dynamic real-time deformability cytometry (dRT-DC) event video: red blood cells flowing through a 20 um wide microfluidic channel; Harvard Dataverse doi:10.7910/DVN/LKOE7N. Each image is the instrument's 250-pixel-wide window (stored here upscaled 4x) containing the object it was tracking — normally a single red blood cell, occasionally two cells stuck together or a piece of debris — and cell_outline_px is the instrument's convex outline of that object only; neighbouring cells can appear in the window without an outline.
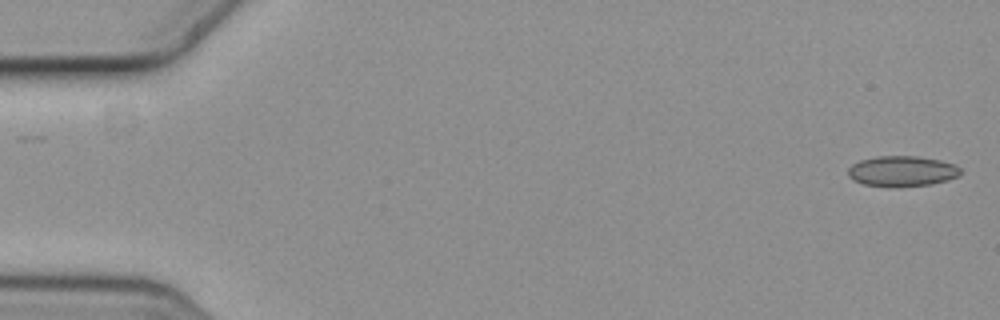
{"species": "common noctule bat (a hibernating species)", "species_latin": "Nyctalus noctula", "temperature_condition": "cold", "stored_images_in_passage": 5, "camera_frame_rate_fps": 3000, "um_per_image_px": 0.085, "animal": {"sex": "female", "body_mass_g": 19.3, "forearm_length_mm": 54.1}, "frame": {"image": 1, "passage_image": 1, "time_ms": 0.0, "image_size_px": [1000, 320], "cell_outline_px": [[960, 176], [948, 180], [928, 184], [864, 184], [852, 180], [848, 176], [848, 168], [852, 164], [860, 160], [876, 156], [920, 156], [940, 160], [956, 164], [960, 168]], "centroid_in_image_um": [76.69, 14.49], "position_along_channel_um": 8.3, "area_um2": 19.36}}